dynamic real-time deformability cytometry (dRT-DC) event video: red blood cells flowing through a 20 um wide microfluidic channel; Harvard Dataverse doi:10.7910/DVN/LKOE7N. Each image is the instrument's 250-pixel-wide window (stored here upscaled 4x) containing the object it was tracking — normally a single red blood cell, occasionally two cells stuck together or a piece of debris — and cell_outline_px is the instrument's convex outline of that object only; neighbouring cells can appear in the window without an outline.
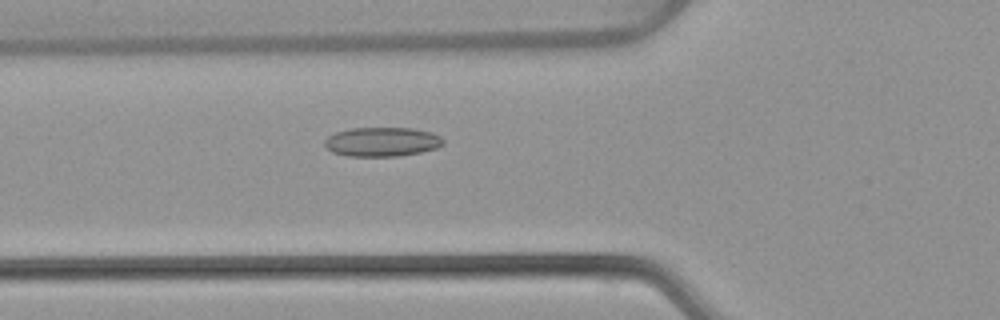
{"species": "common noctule bat (a hibernating species)", "species_latin": "Nyctalus noctula", "temperature_condition": "warm", "stored_images_in_passage": 54, "camera_frame_rate_fps": 3000, "um_per_image_px": 0.085, "animal": {"sex": "female", "body_mass_g": 22.7, "forearm_length_mm": 54.2}, "frame": {"image": 1, "passage_image": 20, "time_ms": 6.333, "image_size_px": [1000, 320], "cell_outline_px": [[444, 144], [436, 148], [420, 152], [396, 156], [348, 156], [332, 152], [324, 148], [324, 140], [328, 136], [336, 132], [352, 128], [412, 128], [432, 132], [440, 136], [444, 140]], "centroid_in_image_um": [32.45, 12.05], "position_along_channel_um": 93.3, "area_um2": 20.29}}
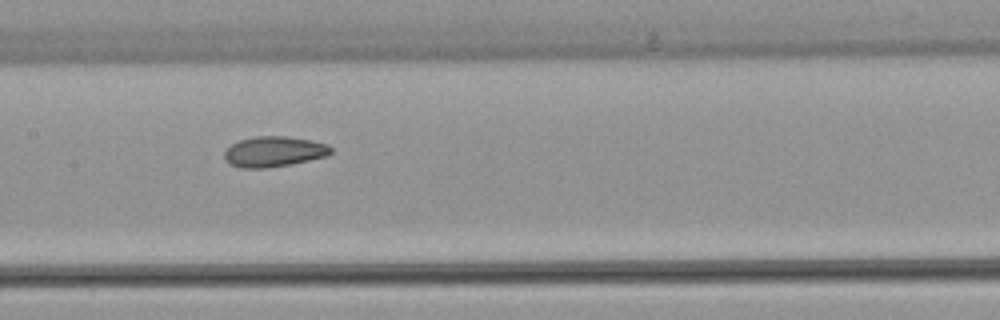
{"frame": {"image": 2, "passage_image": 27, "time_ms": 8.667, "image_size_px": [1000, 320], "cell_outline_px": [[332, 152], [328, 156], [292, 164], [264, 168], [240, 168], [228, 164], [224, 160], [224, 152], [232, 144], [240, 140], [256, 136], [284, 136], [312, 140], [328, 144], [332, 148]], "centroid_in_image_um": [23.29, 12.89], "position_along_channel_um": 184.1, "area_um2": 19.07}}
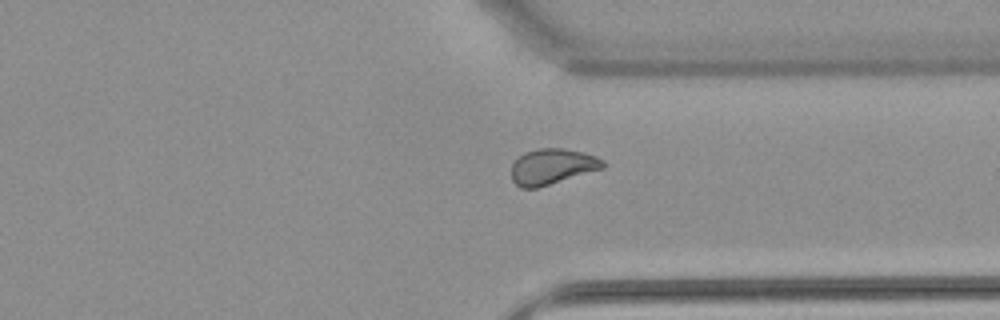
{"frame": {"image": 3, "passage_image": 41, "time_ms": 13.333, "image_size_px": [1000, 320], "cell_outline_px": [[604, 168], [536, 188], [520, 188], [512, 180], [512, 164], [524, 152], [540, 148], [564, 148], [584, 152], [596, 156], [604, 160]], "centroid_in_image_um": [46.94, 14.15], "position_along_channel_um": 364.5, "area_um2": 18.96}, "authors_computed_cell_mechanics": {"area_um2": 19.9699, "velocity_mm_per_s": 3.8715, "shape_relaxation_time_tau1_ms": 10.5007, "shape_relaxation_time_tau2_ms": 1.8821, "deformation_change_tau1": 0.191, "deformation_change_tau2": 0.0639}}